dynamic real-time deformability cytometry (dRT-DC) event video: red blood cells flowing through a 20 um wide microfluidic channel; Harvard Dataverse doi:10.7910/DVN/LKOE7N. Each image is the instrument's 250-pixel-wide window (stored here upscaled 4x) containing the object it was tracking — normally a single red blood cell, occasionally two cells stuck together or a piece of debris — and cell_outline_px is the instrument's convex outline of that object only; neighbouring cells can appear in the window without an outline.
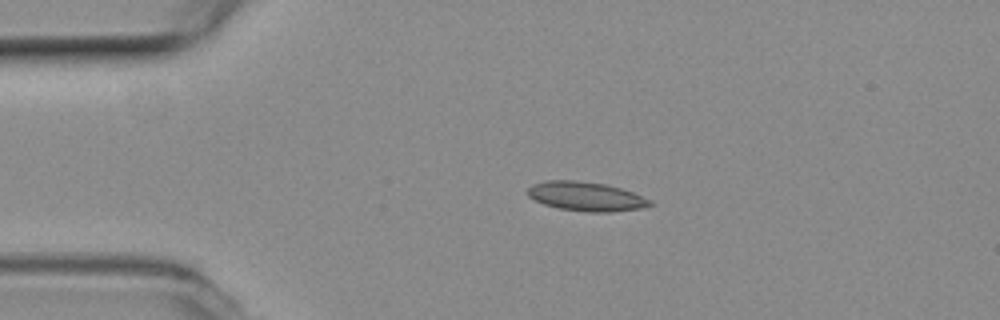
{"species": "common noctule bat (a hibernating species)", "species_latin": "Nyctalus noctula", "temperature_condition": "room temperature", "stored_images_in_passage": 4, "camera_frame_rate_fps": 3000, "um_per_image_px": 0.085, "animal": {"sex": "female", "body_mass_g": 19.3, "forearm_length_mm": 54.1}, "frame": {"image": 1, "passage_image": 3, "time_ms": 0.667, "image_size_px": [1000, 320], "cell_outline_px": [[652, 204], [640, 208], [608, 212], [588, 212], [560, 208], [544, 204], [528, 196], [528, 188], [532, 184], [544, 180], [576, 180], [604, 184], [620, 188], [632, 192], [652, 200]], "centroid_in_image_um": [49.79, 16.68], "position_along_channel_um": 35.2, "area_um2": 20.58}}